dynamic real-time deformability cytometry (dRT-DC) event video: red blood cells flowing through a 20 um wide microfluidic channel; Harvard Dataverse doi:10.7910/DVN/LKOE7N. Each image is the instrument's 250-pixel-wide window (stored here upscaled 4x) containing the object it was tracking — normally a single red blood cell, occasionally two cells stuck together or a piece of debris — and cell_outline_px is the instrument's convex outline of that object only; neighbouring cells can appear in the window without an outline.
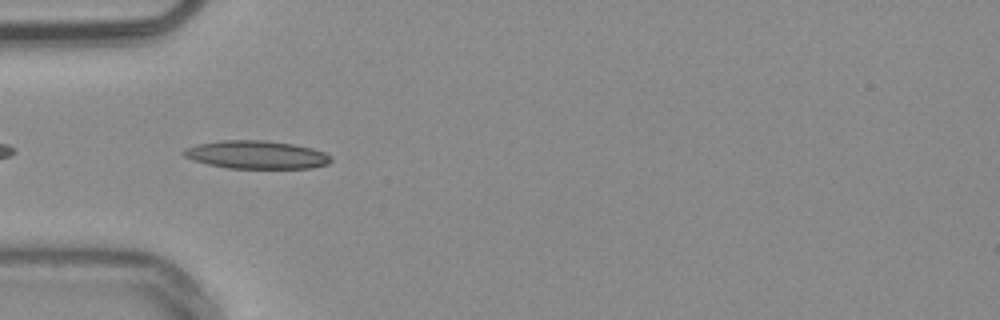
{"species": "common noctule bat (a hibernating species)", "species_latin": "Nyctalus noctula", "temperature_condition": "warm", "stored_images_in_passage": 5, "camera_frame_rate_fps": 3000, "um_per_image_px": 0.085, "animal": {"sex": "male", "body_mass_g": 20.4}, "frame": {"image": 1, "passage_image": 2, "time_ms": 0.333, "image_size_px": [1000, 320], "cell_outline_px": [[332, 160], [328, 164], [312, 168], [228, 168], [208, 164], [192, 160], [184, 156], [180, 152], [184, 148], [196, 144], [224, 140], [264, 140], [292, 144], [312, 148], [324, 152]], "centroid_in_image_um": [21.75, 13.15], "position_along_channel_um": 63.3, "area_um2": 24.1}}
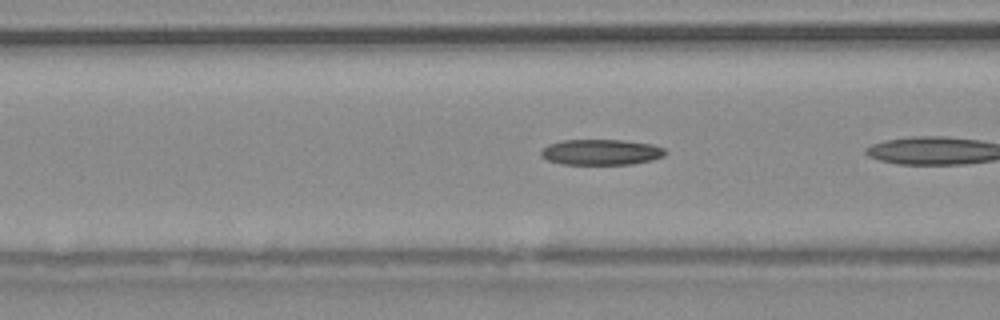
{"frame": {"image": 2, "passage_image": 4, "time_ms": 1.0, "image_size_px": [1000, 320], "cell_outline_px": [[668, 152], [664, 156], [652, 160], [632, 164], [560, 164], [548, 160], [540, 156], [540, 152], [548, 144], [564, 140], [620, 140], [652, 144], [664, 148]], "centroid_in_image_um": [51.1, 12.93], "position_along_channel_um": 115.5, "area_um2": 18.61}}